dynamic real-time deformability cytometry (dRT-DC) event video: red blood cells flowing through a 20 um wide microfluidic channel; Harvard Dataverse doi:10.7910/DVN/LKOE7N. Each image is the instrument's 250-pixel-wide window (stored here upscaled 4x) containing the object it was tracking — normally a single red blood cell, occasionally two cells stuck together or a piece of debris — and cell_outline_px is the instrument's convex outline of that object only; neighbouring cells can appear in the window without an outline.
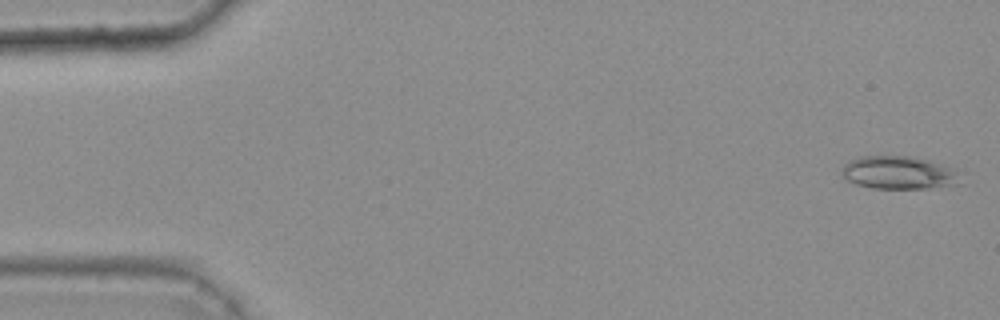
{"species": "common noctule bat (a hibernating species)", "species_latin": "Nyctalus noctula", "temperature_condition": "warm", "stored_images_in_passage": 46, "camera_frame_rate_fps": 3000, "um_per_image_px": 0.085, "animal": {"sex": "female", "body_mass_g": 25.1}, "frame": {"image": 1, "passage_image": 1, "time_ms": 0.0, "image_size_px": [1000, 320], "cell_outline_px": [[964, 184], [928, 188], [872, 188], [856, 184], [848, 180], [844, 176], [844, 164], [852, 160], [864, 156], [912, 156], [928, 160], [956, 168], [964, 172]], "centroid_in_image_um": [76.59, 14.69], "position_along_channel_um": 8.4, "area_um2": 23.18}}
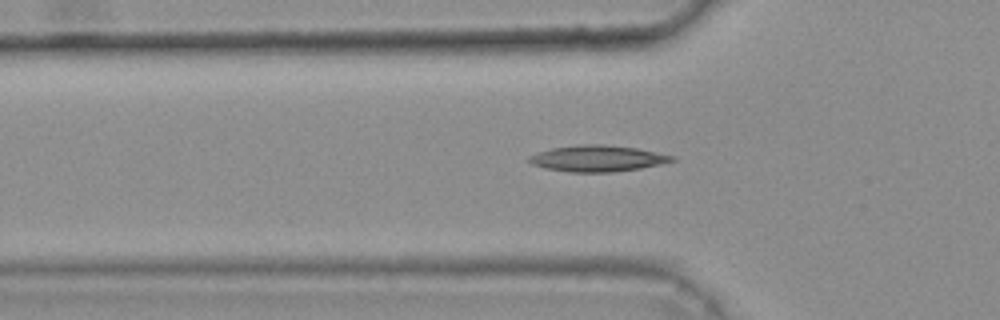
{"frame": {"image": 2, "passage_image": 17, "time_ms": 5.333, "image_size_px": [1000, 320], "cell_outline_px": [[676, 160], [660, 164], [640, 168], [612, 172], [568, 172], [544, 168], [532, 164], [528, 160], [528, 156], [536, 152], [552, 148], [580, 144], [600, 144], [636, 148], [676, 156]], "centroid_in_image_um": [50.76, 13.47], "position_along_channel_um": 75.0, "area_um2": 21.85}}
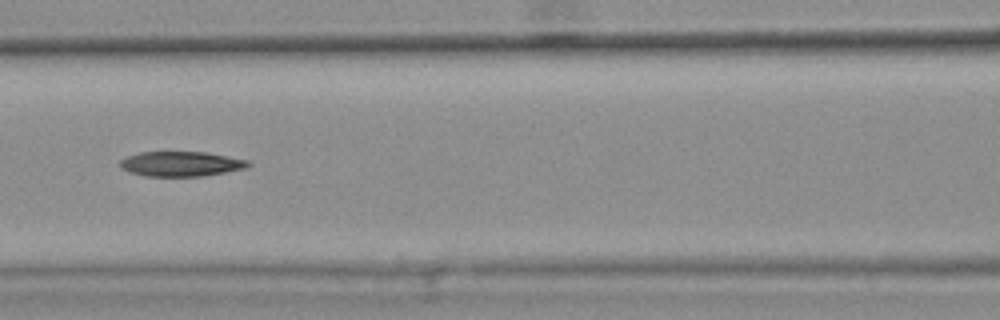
{"frame": {"image": 3, "passage_image": 23, "time_ms": 7.333, "image_size_px": [1000, 320], "cell_outline_px": [[252, 164], [248, 168], [200, 176], [144, 176], [128, 172], [120, 164], [120, 160], [128, 156], [140, 152], [204, 152], [248, 160]], "centroid_in_image_um": [15.4, 13.93], "position_along_channel_um": 151.2, "area_um2": 18.44}}